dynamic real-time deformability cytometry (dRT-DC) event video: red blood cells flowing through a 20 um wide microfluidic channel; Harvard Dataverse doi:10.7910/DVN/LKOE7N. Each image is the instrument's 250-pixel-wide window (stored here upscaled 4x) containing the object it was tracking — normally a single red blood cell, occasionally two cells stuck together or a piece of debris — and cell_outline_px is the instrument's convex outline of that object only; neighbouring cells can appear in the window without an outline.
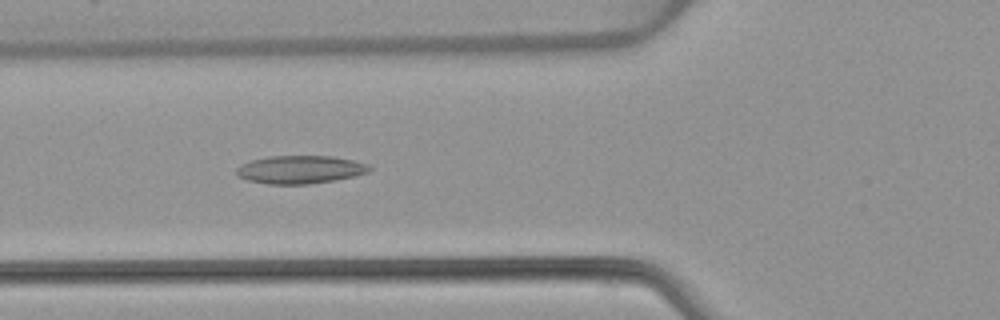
{"species": "common noctule bat (a hibernating species)", "species_latin": "Nyctalus noctula", "temperature_condition": "warm", "stored_images_in_passage": 53, "camera_frame_rate_fps": 3000, "um_per_image_px": 0.085, "animal": {"sex": "female", "body_mass_g": 22.7, "forearm_length_mm": 54.2}, "frame": {"image": 1, "passage_image": 20, "time_ms": 6.333, "image_size_px": [1000, 320], "cell_outline_px": [[372, 168], [368, 172], [356, 176], [308, 184], [268, 184], [248, 180], [236, 176], [236, 168], [252, 160], [268, 156], [332, 156], [352, 160], [368, 164]], "centroid_in_image_um": [25.51, 14.41], "position_along_channel_um": 100.3, "area_um2": 21.62}}
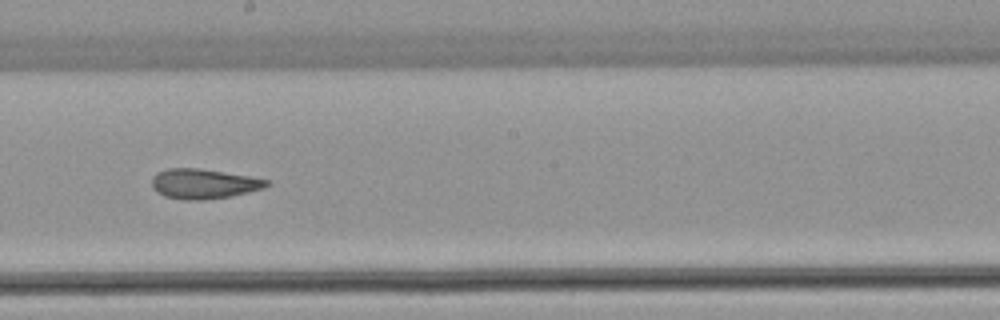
{"frame": {"image": 2, "passage_image": 30, "time_ms": 9.667, "image_size_px": [1000, 320], "cell_outline_px": [[272, 184], [264, 188], [248, 192], [228, 196], [204, 200], [184, 200], [164, 196], [156, 192], [152, 188], [152, 176], [156, 172], [168, 168], [200, 168], [248, 176], [268, 180]], "centroid_in_image_um": [17.27, 15.62], "position_along_channel_um": 230.9, "area_um2": 20.06}}
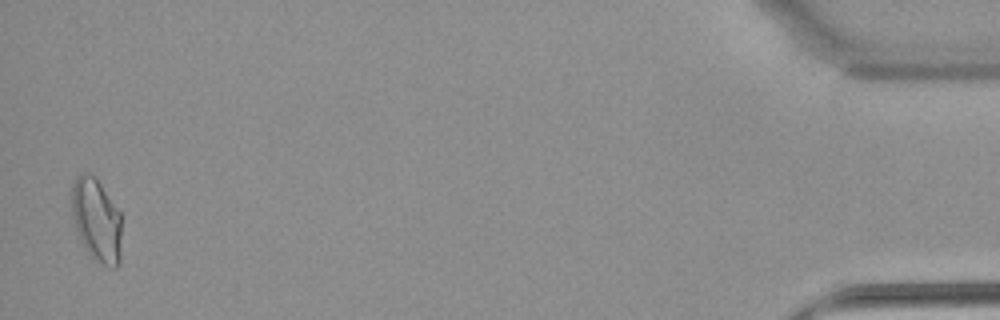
{"frame": {"image": 3, "passage_image": 52, "time_ms": 17.0, "image_size_px": [1000, 320], "cell_outline_px": [[120, 264], [116, 268], [112, 268], [92, 260], [84, 248], [80, 240], [72, 216], [72, 184], [76, 176], [84, 172], [88, 172], [96, 176], [120, 212]], "centroid_in_image_um": [8.2, 18.71], "position_along_channel_um": 427.0, "area_um2": 24.57}, "authors_computed_cell_mechanics": {"area_um2": 21.1548, "velocity_mm_per_s": 3.9135, "shape_relaxation_time_tau1_ms": null, "shape_relaxation_time_tau2_ms": 3.0501, "deformation_change_tau1": null, "deformation_change_tau2": 0.1174}}